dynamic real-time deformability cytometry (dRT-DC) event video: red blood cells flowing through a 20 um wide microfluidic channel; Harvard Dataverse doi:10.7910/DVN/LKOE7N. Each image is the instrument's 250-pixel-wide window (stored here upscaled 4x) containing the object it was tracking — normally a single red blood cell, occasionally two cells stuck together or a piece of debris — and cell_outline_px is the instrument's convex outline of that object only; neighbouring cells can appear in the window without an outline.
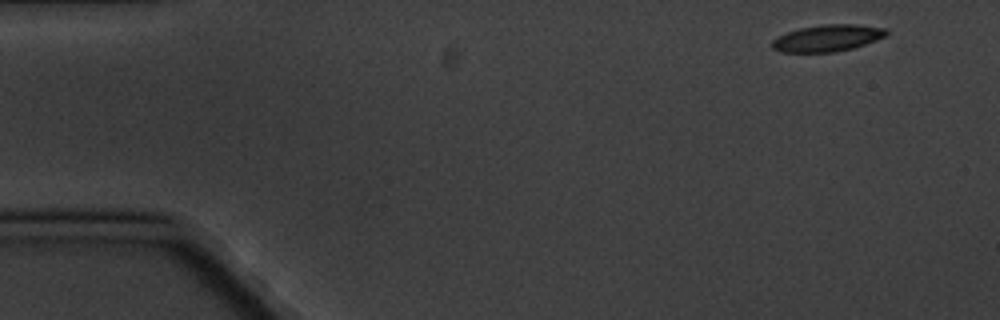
{"species": "common noctule bat (a hibernating species)", "species_latin": "Nyctalus noctula", "temperature_condition": "cold", "stored_images_in_passage": 7, "camera_frame_rate_fps": 3000, "um_per_image_px": 0.085, "animal": {"sex": "male", "body_mass_g": 20.1, "forearm_length_mm": 53.5}, "frame": {"image": 1, "passage_image": 1, "time_ms": 0.0, "image_size_px": [1000, 320], "cell_outline_px": [[888, 36], [852, 48], [836, 52], [780, 52], [772, 48], [772, 40], [776, 36], [800, 28], [824, 24], [856, 24], [888, 28]], "centroid_in_image_um": [70.35, 3.23], "position_along_channel_um": 14.6, "area_um2": 17.92}}
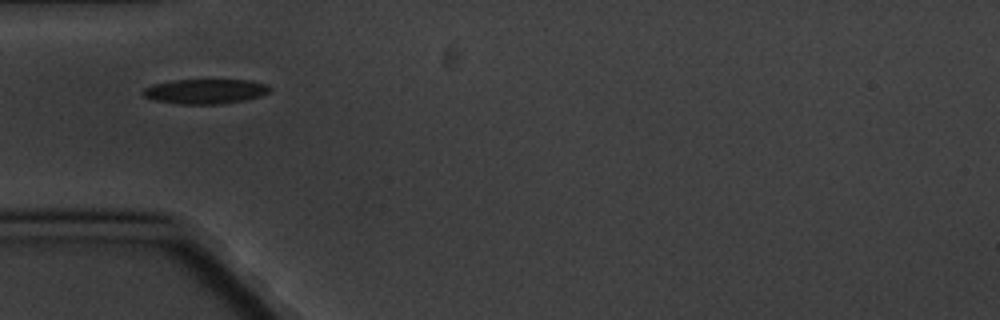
{"frame": {"image": 2, "passage_image": 4, "time_ms": 4.667, "image_size_px": [1000, 320], "cell_outline_px": [[272, 88], [268, 92], [260, 96], [244, 100], [220, 104], [180, 104], [156, 100], [144, 96], [140, 92], [144, 88], [156, 84], [172, 80], [252, 80], [268, 84]], "centroid_in_image_um": [17.48, 7.76], "position_along_channel_um": 67.5, "area_um2": 18.26}}